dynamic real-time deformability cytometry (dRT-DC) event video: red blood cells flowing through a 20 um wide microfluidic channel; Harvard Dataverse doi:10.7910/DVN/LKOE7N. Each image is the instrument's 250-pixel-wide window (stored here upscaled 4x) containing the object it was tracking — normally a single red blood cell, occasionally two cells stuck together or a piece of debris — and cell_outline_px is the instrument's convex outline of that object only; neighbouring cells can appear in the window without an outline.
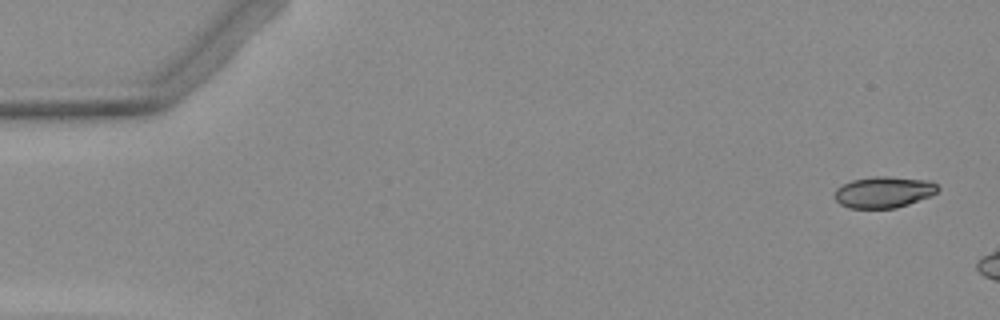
{"species": "Egyptian fruit bat (a non-hibernating species)", "species_latin": "Rousettus aegyptiacus", "temperature_condition": "warm", "stored_images_in_passage": 3, "camera_frame_rate_fps": 3000, "um_per_image_px": 0.085, "animal": {"sex": "female"}, "frame": {"image": 1, "passage_image": 1, "time_ms": 0.0, "image_size_px": [1000, 320], "cell_outline_px": [[940, 188], [932, 196], [896, 208], [848, 208], [840, 204], [836, 200], [836, 188], [852, 180], [872, 176], [888, 176], [928, 180], [936, 184]], "centroid_in_image_um": [75.14, 16.33], "position_along_channel_um": 9.9, "area_um2": 18.84}}